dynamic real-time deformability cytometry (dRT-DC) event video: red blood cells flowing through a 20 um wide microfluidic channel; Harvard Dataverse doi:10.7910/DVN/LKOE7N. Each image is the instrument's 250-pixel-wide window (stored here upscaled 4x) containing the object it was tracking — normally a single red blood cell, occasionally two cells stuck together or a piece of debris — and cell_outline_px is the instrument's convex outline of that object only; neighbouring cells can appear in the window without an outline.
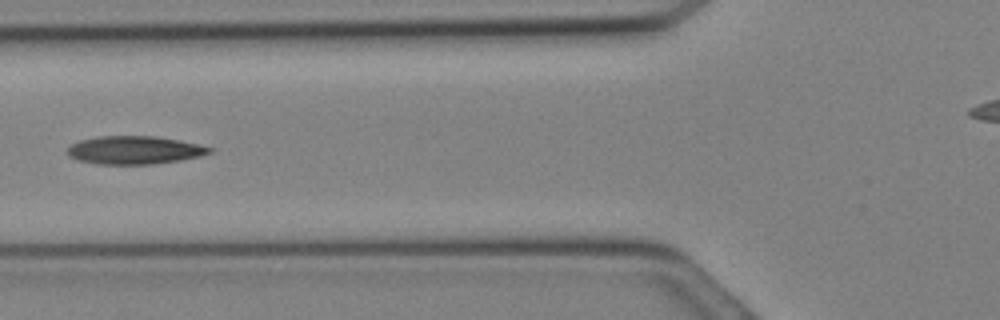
{"species": "Egyptian fruit bat (a non-hibernating species)", "species_latin": "Rousettus aegyptiacus", "temperature_condition": "cold", "stored_images_in_passage": 11, "camera_frame_rate_fps": 3000, "um_per_image_px": 0.085, "animal": {"sex": "female"}, "frame": {"image": 1, "passage_image": 8, "time_ms": 2.333, "image_size_px": [1000, 320], "cell_outline_px": [[216, 148], [212, 152], [200, 156], [180, 160], [152, 164], [96, 164], [76, 160], [68, 156], [68, 148], [72, 144], [80, 140], [96, 136], [156, 136], [180, 140]], "centroid_in_image_um": [11.44, 12.75], "position_along_channel_um": 114.4, "area_um2": 23.47}}
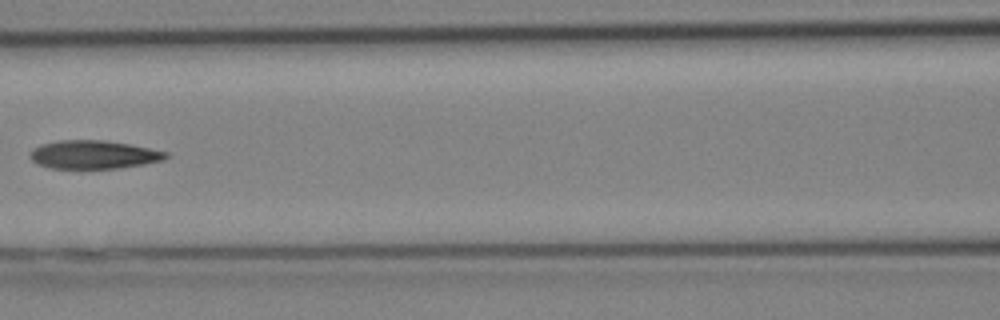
{"frame": {"image": 2, "passage_image": 10, "time_ms": 3.0, "image_size_px": [1000, 320], "cell_outline_px": [[168, 156], [164, 160], [144, 164], [116, 168], [48, 168], [36, 164], [28, 156], [32, 148], [40, 144], [60, 140], [104, 140], [128, 144], [168, 152]], "centroid_in_image_um": [7.9, 13.14], "position_along_channel_um": 158.7, "area_um2": 22.48}}